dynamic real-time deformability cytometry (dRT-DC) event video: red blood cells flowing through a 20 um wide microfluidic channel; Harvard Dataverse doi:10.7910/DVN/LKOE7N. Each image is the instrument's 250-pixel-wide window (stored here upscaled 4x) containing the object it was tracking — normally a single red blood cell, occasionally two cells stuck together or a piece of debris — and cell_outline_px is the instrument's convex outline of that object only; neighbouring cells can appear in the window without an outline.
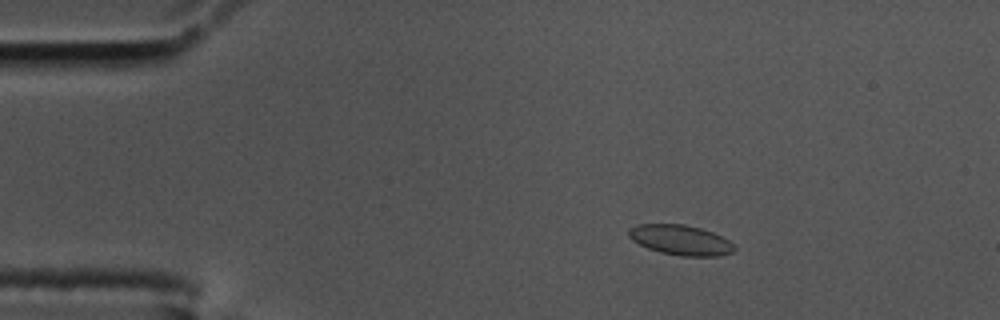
{"species": "common noctule bat (a hibernating species)", "species_latin": "Nyctalus noctula", "temperature_condition": "cold", "stored_images_in_passage": 14, "camera_frame_rate_fps": 3000, "um_per_image_px": 0.085, "animal": {"sex": "male", "body_mass_g": 17.5, "forearm_length_mm": 52.3}, "frame": {"image": 1, "passage_image": 10, "time_ms": 3.0, "image_size_px": [1000, 320], "cell_outline_px": [[736, 248], [732, 252], [716, 256], [680, 256], [660, 252], [648, 248], [632, 240], [628, 236], [628, 228], [636, 224], [684, 224], [700, 228], [712, 232], [728, 240]], "centroid_in_image_um": [57.81, 20.39], "position_along_channel_um": 27.2, "area_um2": 18.44}}